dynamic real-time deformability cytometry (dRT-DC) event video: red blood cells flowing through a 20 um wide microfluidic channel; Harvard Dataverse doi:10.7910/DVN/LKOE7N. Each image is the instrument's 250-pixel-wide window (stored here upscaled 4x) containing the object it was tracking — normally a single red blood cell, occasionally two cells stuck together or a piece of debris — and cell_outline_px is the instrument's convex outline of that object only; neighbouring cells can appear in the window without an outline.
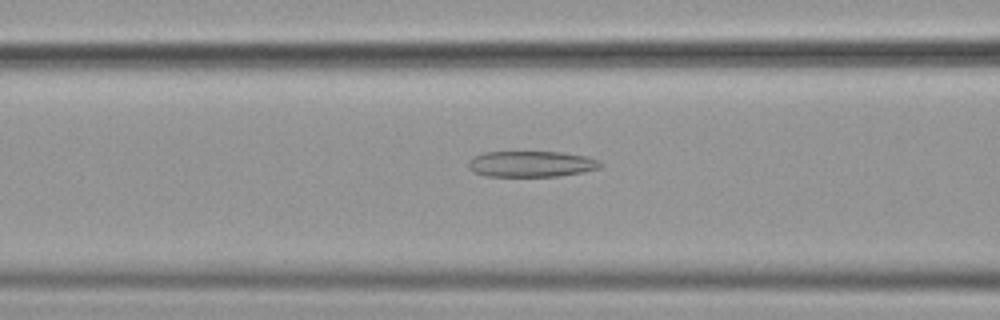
{"species": "common noctule bat (a hibernating species)", "species_latin": "Nyctalus noctula", "temperature_condition": "cold", "stored_images_in_passage": 56, "camera_frame_rate_fps": 3000, "um_per_image_px": 0.085, "animal": {"sex": "female", "body_mass_g": 19.9}, "frame": {"image": 1, "passage_image": 23, "time_ms": 7.333, "image_size_px": [1000, 320], "cell_outline_px": [[604, 164], [600, 168], [560, 176], [484, 176], [472, 172], [468, 168], [468, 160], [472, 156], [484, 152], [560, 152], [584, 156], [596, 160]], "centroid_in_image_um": [45.08, 13.94], "position_along_channel_um": 121.5, "area_um2": 20.0}}
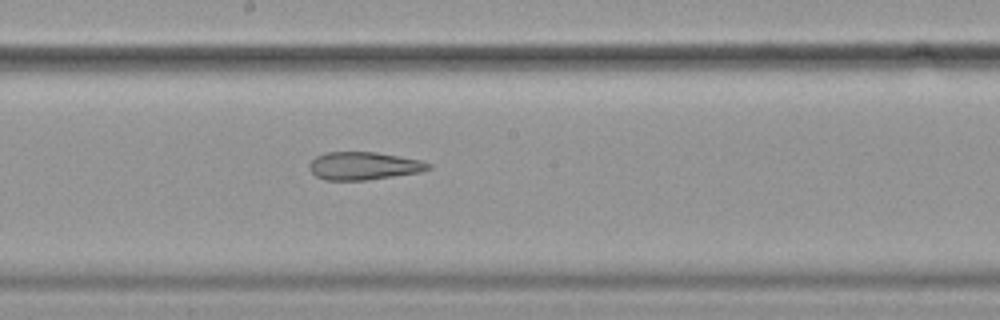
{"frame": {"image": 2, "passage_image": 31, "time_ms": 10.0, "image_size_px": [1000, 320], "cell_outline_px": [[432, 168], [420, 172], [368, 180], [324, 180], [316, 176], [308, 168], [308, 164], [316, 156], [324, 152], [376, 152], [420, 160], [432, 164]], "centroid_in_image_um": [30.9, 14.1], "position_along_channel_um": 217.3, "area_um2": 19.42}}
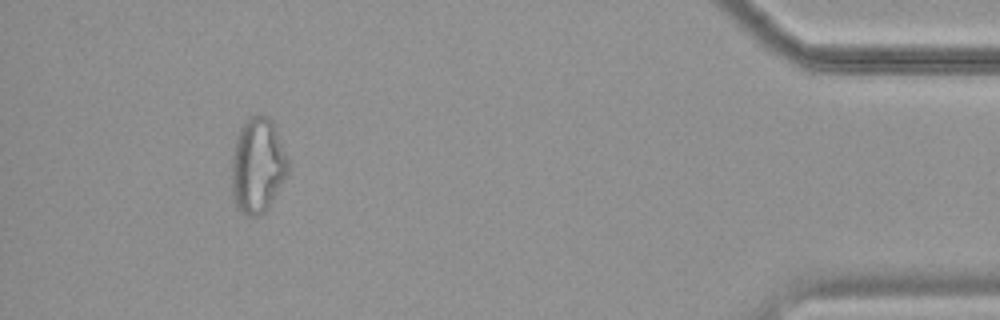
{"frame": {"image": 3, "passage_image": 52, "time_ms": 17.0, "image_size_px": [1000, 320], "cell_outline_px": [[288, 176], [268, 208], [264, 212], [256, 216], [248, 216], [236, 204], [232, 188], [232, 156], [236, 140], [240, 128], [248, 116], [268, 116], [272, 120], [276, 128], [288, 156]], "centroid_in_image_um": [21.94, 14.04], "position_along_channel_um": 413.3, "area_um2": 31.27}, "authors_computed_cell_mechanics": {"area_um2": 25.3164, "velocity_mm_per_s": 3.6031, "shape_relaxation_time_tau1_ms": null, "shape_relaxation_time_tau2_ms": 2.832, "deformation_change_tau1": null, "deformation_change_tau2": 0.144}}